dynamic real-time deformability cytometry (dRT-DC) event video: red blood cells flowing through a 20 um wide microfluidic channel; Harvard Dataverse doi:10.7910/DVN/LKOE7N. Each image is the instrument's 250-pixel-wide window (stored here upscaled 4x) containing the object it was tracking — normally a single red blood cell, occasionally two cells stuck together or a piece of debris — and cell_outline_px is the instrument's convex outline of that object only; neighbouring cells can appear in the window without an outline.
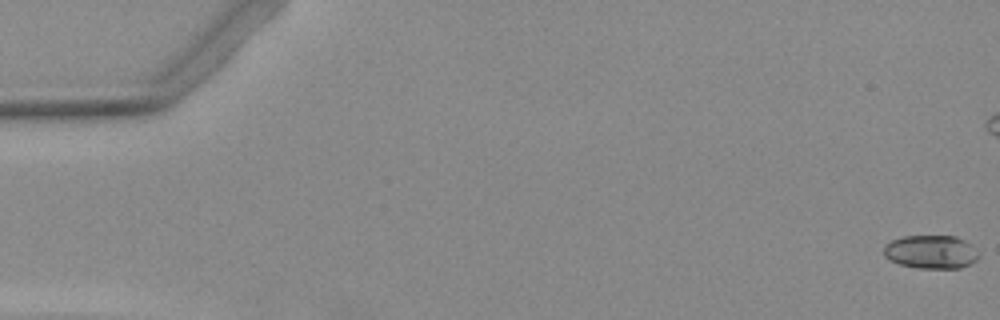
{"species": "Egyptian fruit bat (a non-hibernating species)", "species_latin": "Rousettus aegyptiacus", "temperature_condition": "warm", "stored_images_in_passage": 14, "camera_frame_rate_fps": 3000, "um_per_image_px": 0.085, "animal": {"sex": "female"}, "frame": {"image": 1, "passage_image": 1, "time_ms": 0.0, "image_size_px": [1000, 320], "cell_outline_px": [[980, 256], [976, 260], [960, 268], [920, 268], [900, 264], [884, 256], [884, 244], [892, 240], [904, 236], [956, 236], [964, 240]], "centroid_in_image_um": [79.1, 21.41], "position_along_channel_um": 5.9, "area_um2": 18.21}}